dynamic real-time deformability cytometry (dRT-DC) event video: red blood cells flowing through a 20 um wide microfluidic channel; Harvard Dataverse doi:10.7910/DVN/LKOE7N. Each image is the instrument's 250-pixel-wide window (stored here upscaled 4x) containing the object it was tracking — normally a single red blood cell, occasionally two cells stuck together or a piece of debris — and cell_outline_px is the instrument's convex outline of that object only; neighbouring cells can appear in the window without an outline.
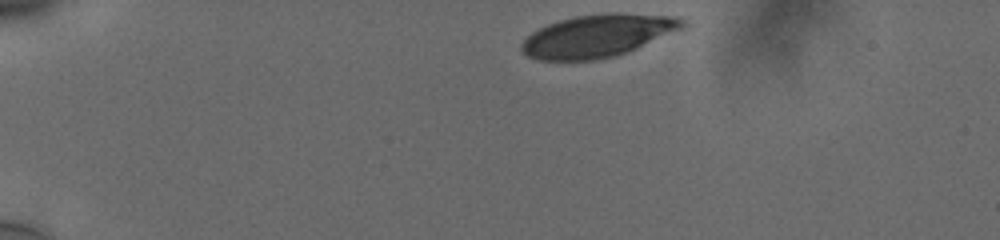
{"species": "human", "species_latin": "Homo sapiens", "temperature_condition": "cold", "stored_images_in_passage": 38, "camera_frame_rate_fps": 3000, "um_per_image_px": 0.085, "donor": {"sex": "male"}, "frame": {"image": 1, "passage_image": 1, "time_ms": 0.0, "image_size_px": [1000, 240], "cell_outline_px": [[684, 24], [680, 28], [628, 52], [616, 56], [596, 60], [540, 60], [528, 56], [520, 48], [520, 44], [532, 32], [548, 24], [560, 20], [576, 16], [608, 12], [620, 12], [668, 16], [684, 20]], "centroid_in_image_um": [50.74, 3.04], "position_along_channel_um": 34.3, "area_um2": 39.42}}
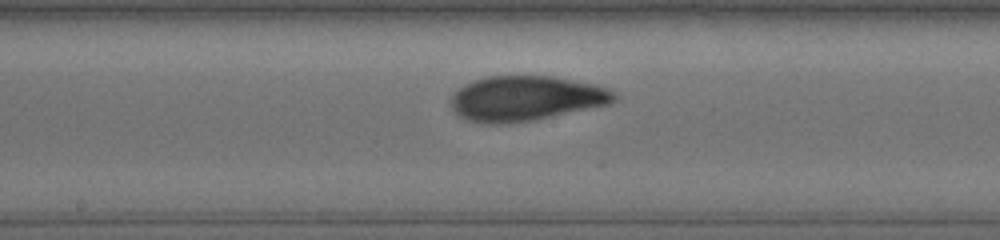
{"frame": {"image": 2, "passage_image": 21, "time_ms": 6.667, "image_size_px": [1000, 240], "cell_outline_px": [[616, 100], [608, 104], [528, 120], [500, 124], [484, 124], [468, 120], [456, 116], [452, 108], [452, 96], [464, 84], [472, 80], [488, 76], [552, 76], [592, 84], [604, 88], [612, 92], [616, 96]], "centroid_in_image_um": [44.6, 8.36], "position_along_channel_um": 203.6, "area_um2": 42.02}}
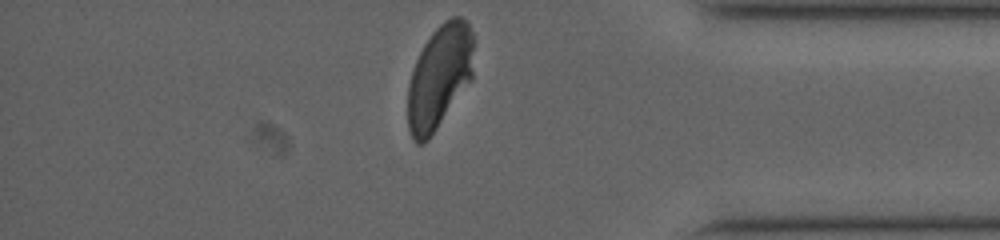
{"frame": {"image": 3, "passage_image": 38, "time_ms": 12.333, "image_size_px": [1000, 240], "cell_outline_px": [[472, 80], [428, 140], [424, 144], [416, 144], [412, 140], [408, 128], [408, 84], [412, 68], [424, 44], [432, 32], [444, 20], [452, 16], [460, 16], [468, 20], [472, 32]], "centroid_in_image_um": [37.34, 6.53], "position_along_channel_um": 397.9, "area_um2": 40.11}, "authors_computed_cell_mechanics": {"area_um2": 41.7605, "velocity_mm_per_s": 3.7358, "shape_relaxation_time_tau1_ms": 4.3398, "shape_relaxation_time_tau2_ms": 0.9271, "deformation_change_tau1": 0.1528, "deformation_change_tau2": 0.0547}}